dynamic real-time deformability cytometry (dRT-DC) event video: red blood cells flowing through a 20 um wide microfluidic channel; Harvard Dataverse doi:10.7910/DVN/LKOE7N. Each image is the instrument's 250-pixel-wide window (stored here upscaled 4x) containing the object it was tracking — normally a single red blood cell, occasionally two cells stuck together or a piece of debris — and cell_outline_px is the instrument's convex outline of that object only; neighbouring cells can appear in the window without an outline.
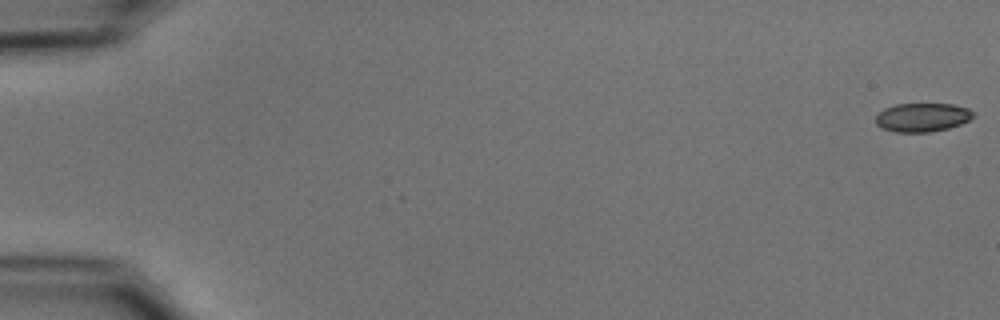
{"species": "common noctule bat (a hibernating species)", "species_latin": "Nyctalus noctula", "temperature_condition": "cold", "stored_images_in_passage": 55, "camera_frame_rate_fps": 3000, "um_per_image_px": 0.085, "animal": {"sex": "male", "body_mass_g": 15.6}, "frame": {"image": 1, "passage_image": 1, "time_ms": 0.0, "image_size_px": [1000, 320], "cell_outline_px": [[972, 116], [968, 120], [960, 124], [948, 128], [928, 132], [896, 132], [880, 128], [876, 124], [876, 116], [884, 108], [896, 104], [952, 104], [968, 108], [972, 112]], "centroid_in_image_um": [78.35, 9.97], "position_along_channel_um": 6.6, "area_um2": 16.18}}
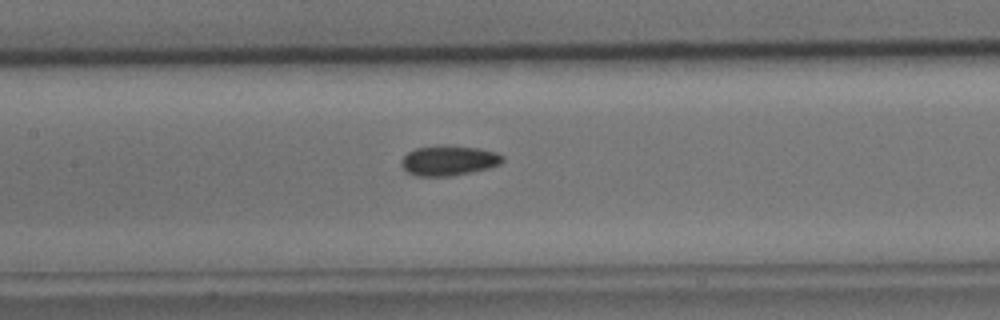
{"frame": {"image": 2, "passage_image": 27, "time_ms": 8.667, "image_size_px": [1000, 320], "cell_outline_px": [[504, 160], [500, 164], [488, 168], [452, 176], [416, 176], [408, 172], [400, 164], [400, 160], [408, 152], [416, 148], [444, 144], [476, 148], [496, 152], [504, 156]], "centroid_in_image_um": [38.13, 13.64], "position_along_channel_um": 169.3, "area_um2": 17.8}}
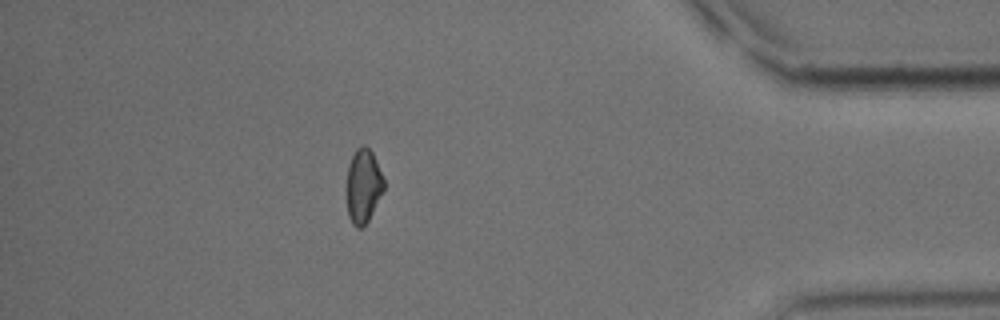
{"frame": {"image": 3, "passage_image": 49, "time_ms": 16.0, "image_size_px": [1000, 320], "cell_outline_px": [[384, 188], [364, 228], [356, 228], [352, 224], [348, 216], [344, 192], [348, 164], [356, 148], [360, 144], [364, 144], [372, 152], [376, 160], [384, 180]], "centroid_in_image_um": [30.82, 15.81], "position_along_channel_um": 404.4, "area_um2": 16.59}, "authors_computed_cell_mechanics": {"area_um2": 16.9932, "velocity_mm_per_s": 3.721, "shape_relaxation_time_tau1_ms": 6.603, "shape_relaxation_time_tau2_ms": 9.6253, "deformation_change_tau1": 0.1057, "deformation_change_tau2": 0.1216}}